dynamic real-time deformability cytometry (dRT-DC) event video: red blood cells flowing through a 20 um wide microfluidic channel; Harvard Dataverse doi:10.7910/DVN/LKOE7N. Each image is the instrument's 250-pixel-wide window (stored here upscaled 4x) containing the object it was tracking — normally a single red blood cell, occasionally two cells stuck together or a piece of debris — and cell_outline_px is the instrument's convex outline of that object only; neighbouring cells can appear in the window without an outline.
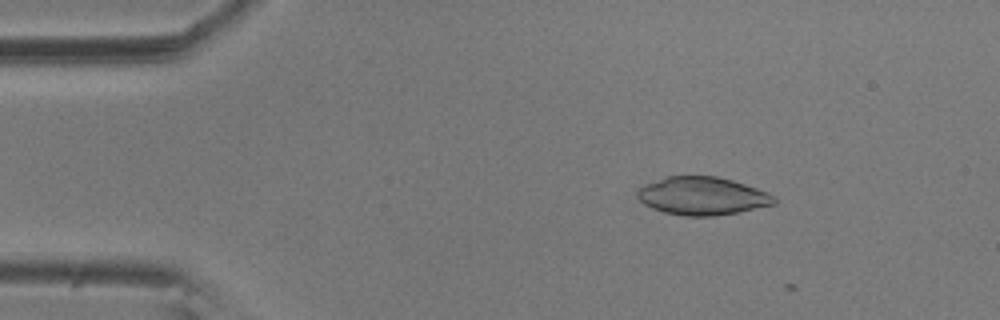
{"species": "common noctule bat (a hibernating species)", "species_latin": "Nyctalus noctula", "temperature_condition": "room temperature", "stored_images_in_passage": 4, "camera_frame_rate_fps": 3000, "um_per_image_px": 0.085, "animal": {"sex": "male", "body_mass_g": 20.5, "forearm_length_mm": 52.5}, "frame": {"image": 1, "passage_image": 3, "time_ms": 0.667, "image_size_px": [1000, 320], "cell_outline_px": [[776, 204], [716, 216], [684, 216], [664, 212], [652, 208], [644, 204], [636, 196], [636, 192], [644, 184], [668, 176], [716, 176], [732, 180], [756, 188], [776, 196]], "centroid_in_image_um": [59.68, 16.66], "position_along_channel_um": 25.3, "area_um2": 30.23}}